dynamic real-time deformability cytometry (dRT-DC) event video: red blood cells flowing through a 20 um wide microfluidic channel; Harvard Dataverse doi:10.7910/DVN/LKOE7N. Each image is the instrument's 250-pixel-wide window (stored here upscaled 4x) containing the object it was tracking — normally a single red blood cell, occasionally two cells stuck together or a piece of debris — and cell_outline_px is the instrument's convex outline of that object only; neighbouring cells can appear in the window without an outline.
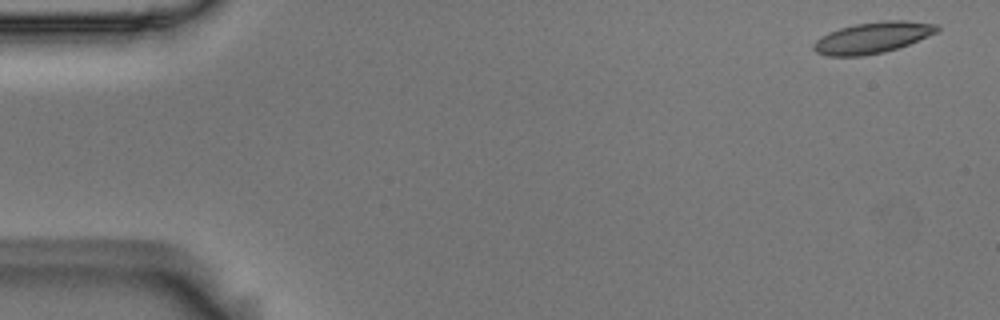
{"species": "Egyptian fruit bat (a non-hibernating species)", "species_latin": "Rousettus aegyptiacus", "temperature_condition": "room temperature", "stored_images_in_passage": 5, "camera_frame_rate_fps": 3000, "um_per_image_px": 0.085, "animal": {"sex": "male"}, "frame": {"image": 1, "passage_image": 1, "time_ms": 0.0, "image_size_px": [1000, 320], "cell_outline_px": [[940, 28], [936, 32], [928, 36], [908, 44], [884, 52], [860, 56], [828, 56], [816, 52], [812, 48], [812, 44], [820, 36], [828, 32], [840, 28], [856, 24], [880, 20], [904, 20], [936, 24]], "centroid_in_image_um": [74.13, 3.19], "position_along_channel_um": 10.9, "area_um2": 22.37}}
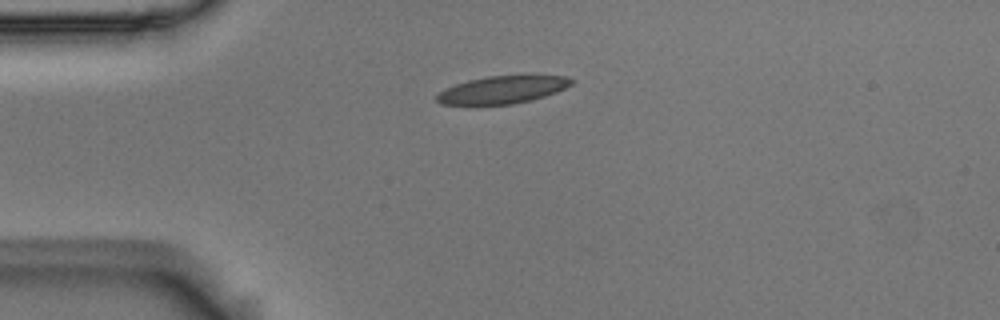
{"frame": {"image": 2, "passage_image": 4, "time_ms": 1.0, "image_size_px": [1000, 320], "cell_outline_px": [[576, 80], [572, 84], [556, 92], [544, 96], [512, 104], [440, 104], [436, 100], [436, 96], [444, 88], [468, 80], [488, 76], [532, 72], [568, 76]], "centroid_in_image_um": [42.82, 7.55], "position_along_channel_um": 42.2, "area_um2": 22.43}}